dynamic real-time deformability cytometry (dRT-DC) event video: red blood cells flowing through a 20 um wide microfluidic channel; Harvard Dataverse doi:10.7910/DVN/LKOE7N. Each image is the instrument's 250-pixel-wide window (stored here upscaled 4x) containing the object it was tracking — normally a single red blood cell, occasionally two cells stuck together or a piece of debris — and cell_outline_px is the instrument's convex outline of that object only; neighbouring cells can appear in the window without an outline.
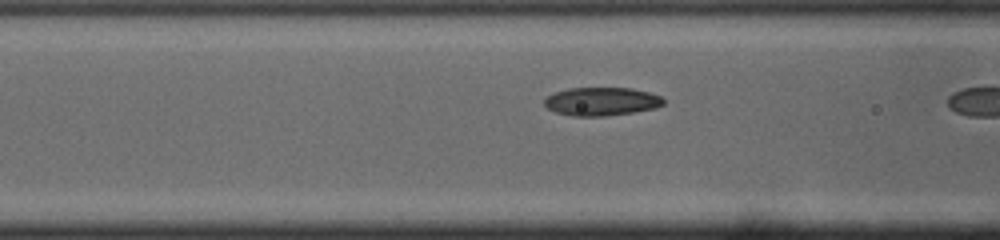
{"species": "common noctule bat (a hibernating species)", "species_latin": "Nyctalus noctula", "temperature_condition": "cold", "stored_images_in_passage": 10, "camera_frame_rate_fps": 3000, "um_per_image_px": 0.085, "animal": {"sex": "male", "body_mass_g": 19.0, "forearm_length_mm": 50.8}, "frame": {"image": 1, "passage_image": 9, "time_ms": 2.667, "image_size_px": [1000, 240], "cell_outline_px": [[664, 104], [656, 108], [632, 112], [604, 116], [572, 116], [556, 112], [548, 108], [544, 104], [544, 100], [548, 96], [556, 92], [568, 88], [632, 88], [648, 92], [660, 96], [664, 100]], "centroid_in_image_um": [51.13, 8.62], "position_along_channel_um": 115.5, "area_um2": 19.54}}